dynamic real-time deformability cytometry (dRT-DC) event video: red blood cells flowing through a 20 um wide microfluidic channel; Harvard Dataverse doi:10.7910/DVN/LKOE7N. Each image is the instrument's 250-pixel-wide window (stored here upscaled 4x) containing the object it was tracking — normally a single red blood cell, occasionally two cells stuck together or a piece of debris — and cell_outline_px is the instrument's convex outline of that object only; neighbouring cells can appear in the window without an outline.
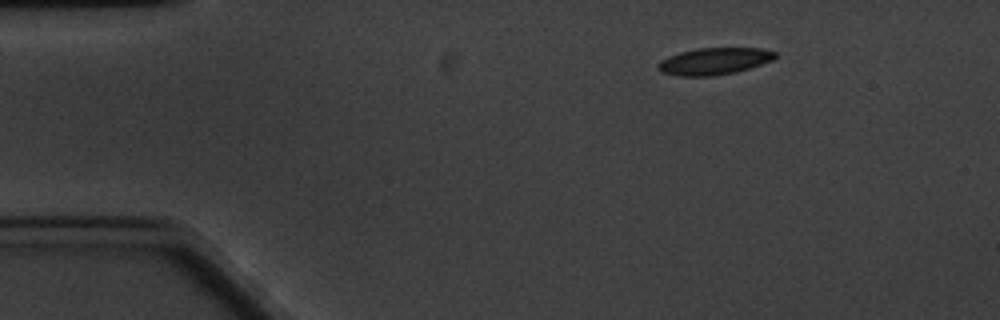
{"species": "common noctule bat (a hibernating species)", "species_latin": "Nyctalus noctula", "temperature_condition": "cold", "stored_images_in_passage": 3, "camera_frame_rate_fps": 3000, "um_per_image_px": 0.085, "animal": {"sex": "male", "body_mass_g": 20.1, "forearm_length_mm": 53.5}, "frame": {"image": 1, "passage_image": 1, "time_ms": 0.0, "image_size_px": [1000, 320], "cell_outline_px": [[776, 56], [772, 60], [736, 72], [712, 76], [680, 76], [660, 72], [656, 68], [656, 64], [660, 60], [668, 56], [680, 52], [696, 48], [760, 48], [776, 52]], "centroid_in_image_um": [60.64, 5.2], "position_along_channel_um": 24.4, "area_um2": 18.38}}